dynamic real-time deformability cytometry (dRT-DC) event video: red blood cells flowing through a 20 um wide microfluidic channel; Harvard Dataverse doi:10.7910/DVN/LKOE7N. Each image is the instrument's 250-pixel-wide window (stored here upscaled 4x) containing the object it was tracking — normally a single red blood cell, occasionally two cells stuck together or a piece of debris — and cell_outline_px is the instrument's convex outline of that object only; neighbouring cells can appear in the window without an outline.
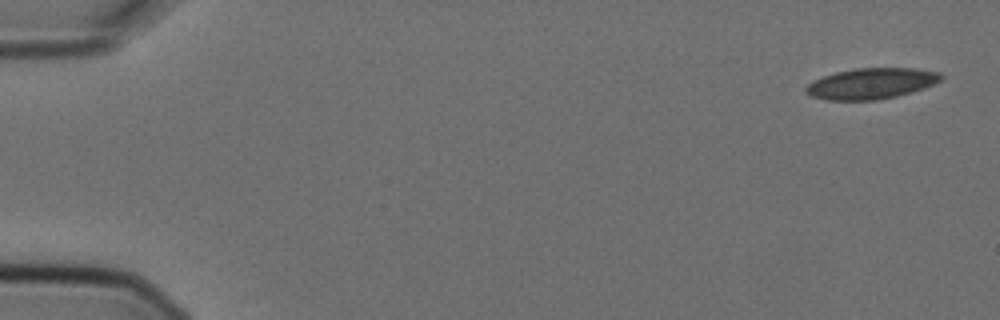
{"species": "Egyptian fruit bat (a non-hibernating species)", "species_latin": "Rousettus aegyptiacus", "temperature_condition": "cold", "stored_images_in_passage": 3, "camera_frame_rate_fps": 3000, "um_per_image_px": 0.085, "animal": {"sex": "female"}, "frame": {"image": 1, "passage_image": 1, "time_ms": 0.0, "image_size_px": [1000, 320], "cell_outline_px": [[944, 76], [940, 80], [924, 88], [896, 96], [876, 100], [828, 100], [812, 96], [804, 92], [804, 88], [812, 80], [836, 72], [856, 68], [916, 68], [940, 72]], "centroid_in_image_um": [74.04, 7.09], "position_along_channel_um": 11.0, "area_um2": 24.28}}